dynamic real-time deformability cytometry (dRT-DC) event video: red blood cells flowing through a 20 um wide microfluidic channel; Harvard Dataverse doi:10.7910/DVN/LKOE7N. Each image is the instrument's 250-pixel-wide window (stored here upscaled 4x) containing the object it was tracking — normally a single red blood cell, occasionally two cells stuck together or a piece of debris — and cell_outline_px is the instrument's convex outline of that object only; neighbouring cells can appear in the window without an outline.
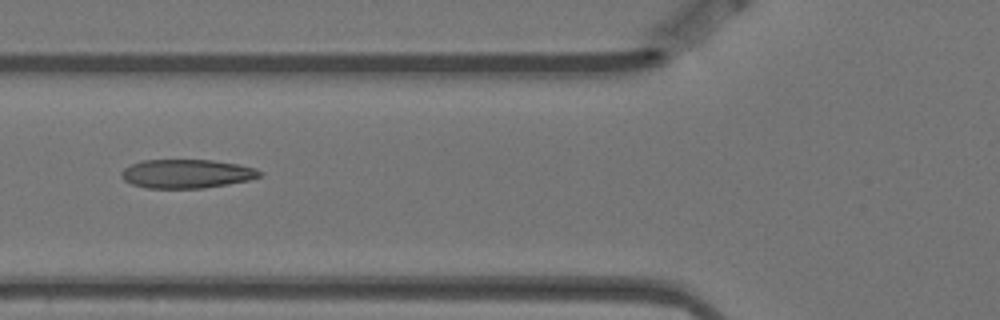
{"species": "Egyptian fruit bat (a non-hibernating species)", "species_latin": "Rousettus aegyptiacus", "temperature_condition": "warm", "stored_images_in_passage": 9, "camera_frame_rate_fps": 3000, "um_per_image_px": 0.085, "animal": {"sex": "female"}, "frame": {"image": 1, "passage_image": 6, "time_ms": 1.667, "image_size_px": [1000, 320], "cell_outline_px": [[264, 172], [260, 176], [248, 180], [228, 184], [204, 188], [148, 188], [132, 184], [124, 180], [120, 176], [120, 172], [124, 168], [140, 160], [212, 160], [240, 164], [256, 168]], "centroid_in_image_um": [15.87, 14.76], "position_along_channel_um": 109.9, "area_um2": 23.35}}
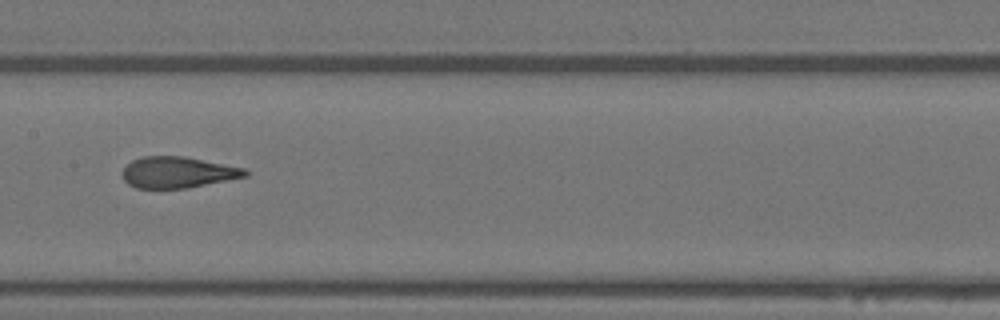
{"frame": {"image": 2, "passage_image": 8, "time_ms": 2.333, "image_size_px": [1000, 320], "cell_outline_px": [[248, 176], [188, 188], [136, 188], [128, 184], [124, 180], [124, 168], [132, 160], [144, 156], [184, 156], [244, 168], [248, 172]], "centroid_in_image_um": [15.12, 14.65], "position_along_channel_um": 192.3, "area_um2": 22.14}}
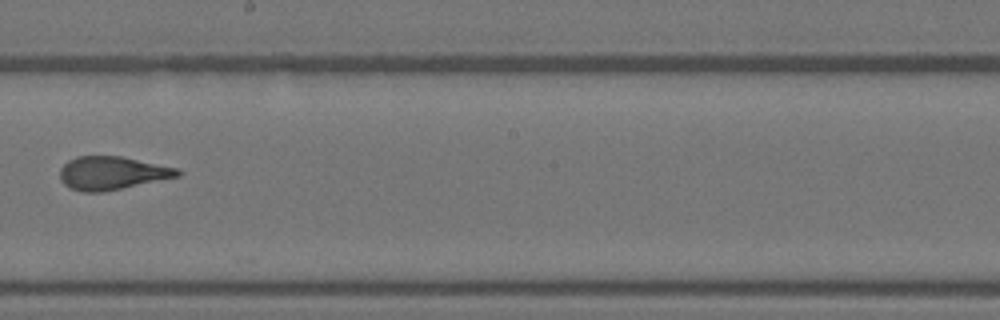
{"frame": {"image": 3, "passage_image": 9, "time_ms": 2.667, "image_size_px": [1000, 320], "cell_outline_px": [[184, 172], [180, 176], [104, 192], [80, 192], [64, 184], [60, 180], [60, 168], [68, 160], [76, 156], [120, 156], [176, 168]], "centroid_in_image_um": [9.5, 14.72], "position_along_channel_um": 238.7, "area_um2": 22.77}}